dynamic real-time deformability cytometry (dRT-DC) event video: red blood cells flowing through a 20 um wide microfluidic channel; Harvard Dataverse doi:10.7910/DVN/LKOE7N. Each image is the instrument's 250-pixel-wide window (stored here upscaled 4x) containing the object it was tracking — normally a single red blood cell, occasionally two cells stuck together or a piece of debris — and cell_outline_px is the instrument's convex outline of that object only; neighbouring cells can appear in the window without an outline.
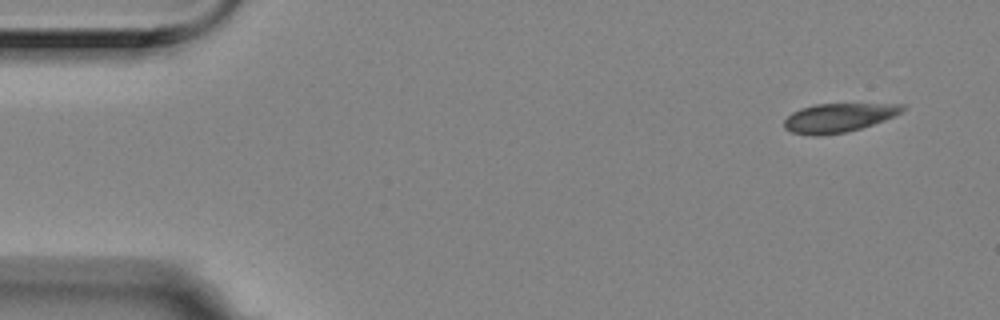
{"species": "Egyptian fruit bat (a non-hibernating species)", "species_latin": "Rousettus aegyptiacus", "temperature_condition": "room temperature", "stored_images_in_passage": 5, "camera_frame_rate_fps": 3000, "um_per_image_px": 0.085, "animal": {"sex": "female"}, "frame": {"image": 1, "passage_image": 1, "time_ms": 0.0, "image_size_px": [1000, 320], "cell_outline_px": [[904, 108], [900, 112], [884, 120], [848, 132], [824, 136], [812, 136], [792, 132], [784, 128], [784, 120], [792, 112], [800, 108], [816, 104], [904, 104]], "centroid_in_image_um": [71.21, 10.02], "position_along_channel_um": 13.8, "area_um2": 19.83}}
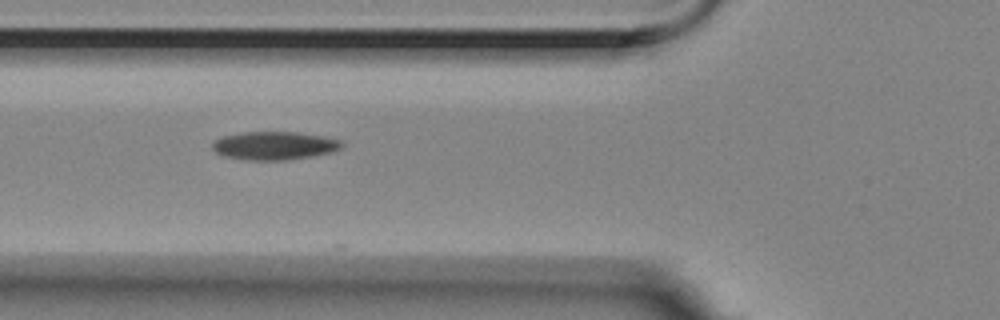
{"frame": {"image": 2, "passage_image": 5, "time_ms": 1.333, "image_size_px": [1000, 320], "cell_outline_px": [[344, 148], [332, 152], [312, 156], [288, 160], [248, 160], [220, 156], [212, 148], [212, 144], [220, 136], [244, 132], [300, 132], [324, 136], [344, 140]], "centroid_in_image_um": [23.36, 12.38], "position_along_channel_um": 102.4, "area_um2": 21.73}}